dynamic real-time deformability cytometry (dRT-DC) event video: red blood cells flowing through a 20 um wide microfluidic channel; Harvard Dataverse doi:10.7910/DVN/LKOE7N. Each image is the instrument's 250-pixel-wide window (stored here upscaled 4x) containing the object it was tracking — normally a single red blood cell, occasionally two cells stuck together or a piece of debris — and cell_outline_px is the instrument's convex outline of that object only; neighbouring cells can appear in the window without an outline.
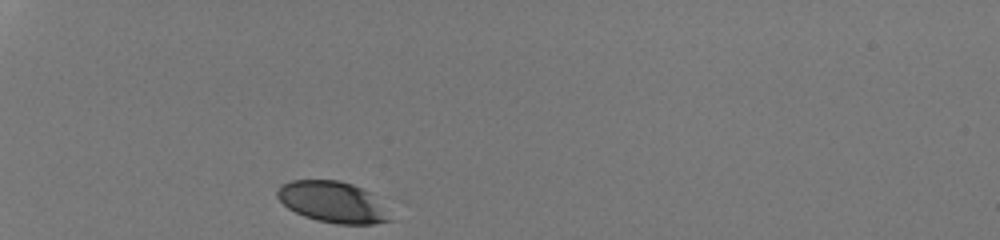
{"species": "human", "species_latin": "Homo sapiens", "temperature_condition": "room temperature", "stored_images_in_passage": 29, "camera_frame_rate_fps": 3000, "um_per_image_px": 0.085, "donor": {"sex": "male"}, "frame": {"image": 1, "passage_image": 1, "time_ms": 0.0, "image_size_px": [1000, 240], "cell_outline_px": [[392, 220], [372, 224], [336, 224], [316, 220], [304, 216], [288, 208], [276, 196], [276, 192], [280, 184], [292, 180], [340, 180], [352, 184], [372, 192]], "centroid_in_image_um": [28.24, 17.16], "position_along_channel_um": 56.8, "area_um2": 26.99}}
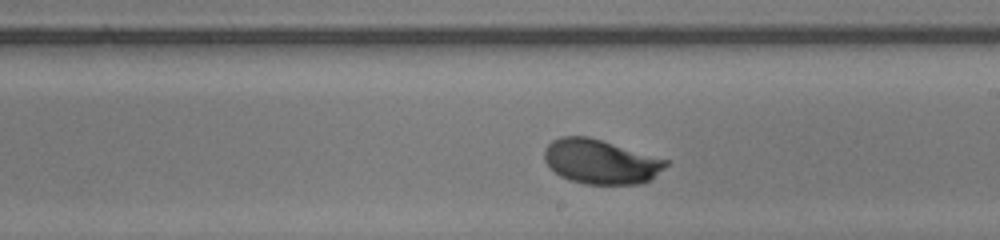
{"frame": {"image": 2, "passage_image": 17, "time_ms": 5.333, "image_size_px": [1000, 240], "cell_outline_px": [[672, 160], [652, 180], [640, 184], [584, 184], [560, 176], [544, 160], [544, 148], [552, 140], [560, 136], [588, 136]], "centroid_in_image_um": [51.1, 13.73], "position_along_channel_um": 237.9, "area_um2": 31.79}}
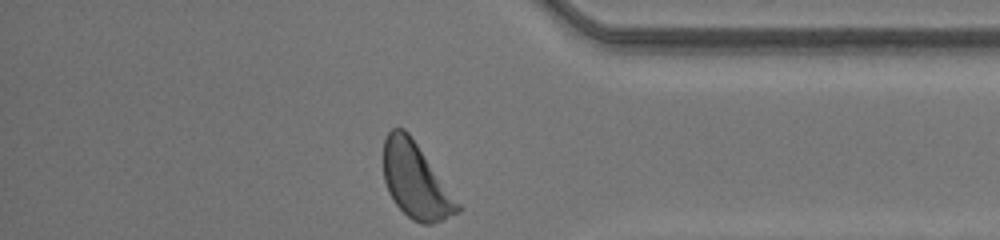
{"frame": {"image": 3, "passage_image": 29, "time_ms": 9.333, "image_size_px": [1000, 240], "cell_outline_px": [[464, 208], [460, 212], [432, 224], [424, 224], [412, 220], [392, 200], [388, 192], [384, 180], [384, 140], [388, 132], [392, 128], [404, 128], [408, 132]], "centroid_in_image_um": [35.35, 15.38], "position_along_channel_um": 399.8, "area_um2": 32.43}, "authors_computed_cell_mechanics": {"area_um2": 31.212, "velocity_mm_per_s": 4.2254, "shape_relaxation_time_tau1_ms": 2.8183, "shape_relaxation_time_tau2_ms": null, "deformation_change_tau1": 0.1502, "deformation_change_tau2": null}}